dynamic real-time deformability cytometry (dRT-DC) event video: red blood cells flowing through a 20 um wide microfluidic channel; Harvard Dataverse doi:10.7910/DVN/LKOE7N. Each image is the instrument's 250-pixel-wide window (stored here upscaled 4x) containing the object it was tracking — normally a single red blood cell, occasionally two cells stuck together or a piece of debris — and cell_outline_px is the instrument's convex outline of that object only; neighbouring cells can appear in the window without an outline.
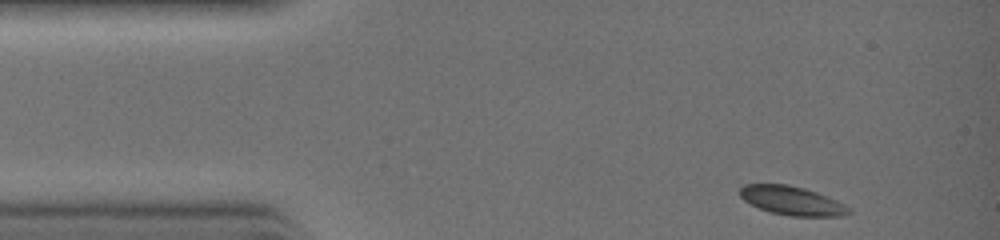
{"species": "common noctule bat (a hibernating species)", "species_latin": "Nyctalus noctula", "temperature_condition": "warm", "stored_images_in_passage": 27, "camera_frame_rate_fps": 3000, "um_per_image_px": 0.085, "animal": {"sex": "female", "body_mass_g": 19.0, "forearm_length_mm": 51.5}, "frame": {"image": 1, "passage_image": 1, "time_ms": 0.0, "image_size_px": [1000, 240], "cell_outline_px": [[852, 212], [840, 216], [792, 216], [768, 212], [744, 200], [740, 196], [740, 188], [744, 184], [788, 184], [804, 188], [816, 192], [836, 200], [852, 208]], "centroid_in_image_um": [67.33, 17.06], "position_along_channel_um": 17.7, "area_um2": 18.26}}
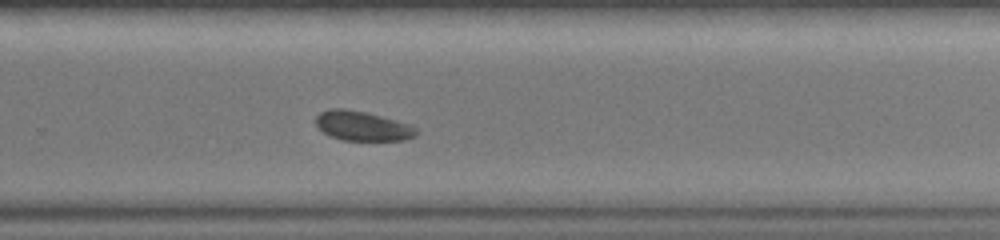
{"frame": {"image": 2, "passage_image": 19, "time_ms": 6.0, "image_size_px": [1000, 240], "cell_outline_px": [[416, 136], [404, 140], [340, 140], [328, 136], [316, 124], [316, 116], [320, 112], [332, 108], [344, 108], [364, 112], [396, 120], [408, 124], [416, 128]], "centroid_in_image_um": [30.78, 10.71], "position_along_channel_um": 299.0, "area_um2": 17.17}}
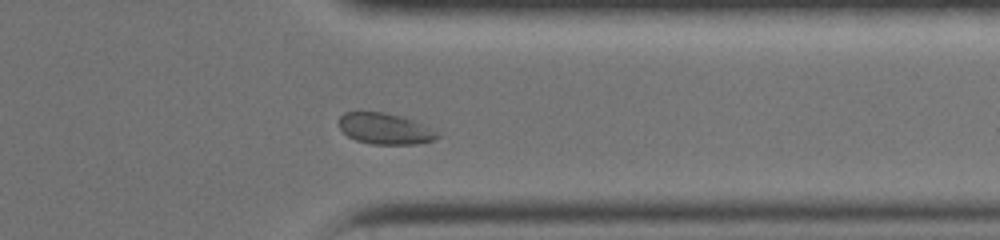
{"frame": {"image": 3, "passage_image": 23, "time_ms": 7.333, "image_size_px": [1000, 240], "cell_outline_px": [[440, 136], [436, 140], [416, 144], [372, 144], [356, 140], [348, 136], [340, 128], [340, 116], [344, 112], [380, 112], [400, 116], [416, 120], [440, 132]], "centroid_in_image_um": [32.79, 10.95], "position_along_channel_um": 378.6, "area_um2": 17.92}}